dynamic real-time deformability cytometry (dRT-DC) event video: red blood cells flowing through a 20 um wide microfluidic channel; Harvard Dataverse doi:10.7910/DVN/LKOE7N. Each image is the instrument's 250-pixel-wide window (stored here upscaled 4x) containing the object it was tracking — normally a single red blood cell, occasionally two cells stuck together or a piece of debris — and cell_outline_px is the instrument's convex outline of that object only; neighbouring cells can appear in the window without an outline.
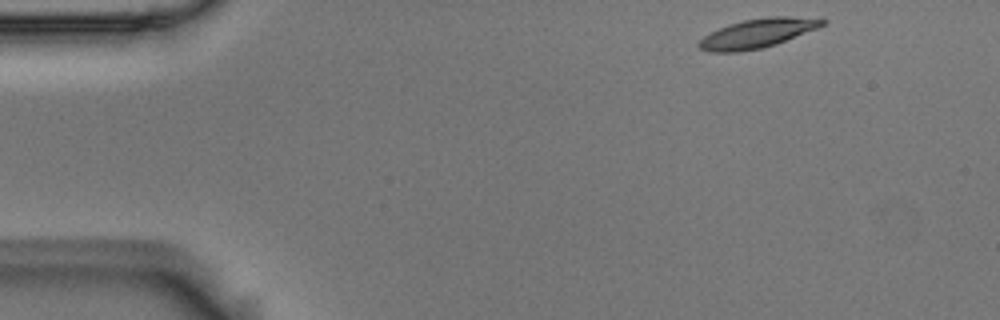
{"species": "Egyptian fruit bat (a non-hibernating species)", "species_latin": "Rousettus aegyptiacus", "temperature_condition": "room temperature", "stored_images_in_passage": 10, "camera_frame_rate_fps": 3000, "um_per_image_px": 0.085, "animal": {"sex": "male"}, "frame": {"image": 1, "passage_image": 1, "time_ms": 0.0, "image_size_px": [1000, 320], "cell_outline_px": [[828, 20], [824, 24], [816, 28], [776, 44], [760, 48], [740, 52], [708, 52], [700, 48], [696, 44], [704, 36], [728, 24], [744, 20], [768, 16], [788, 16]], "centroid_in_image_um": [64.33, 2.84], "position_along_channel_um": 20.7, "area_um2": 20.63}}